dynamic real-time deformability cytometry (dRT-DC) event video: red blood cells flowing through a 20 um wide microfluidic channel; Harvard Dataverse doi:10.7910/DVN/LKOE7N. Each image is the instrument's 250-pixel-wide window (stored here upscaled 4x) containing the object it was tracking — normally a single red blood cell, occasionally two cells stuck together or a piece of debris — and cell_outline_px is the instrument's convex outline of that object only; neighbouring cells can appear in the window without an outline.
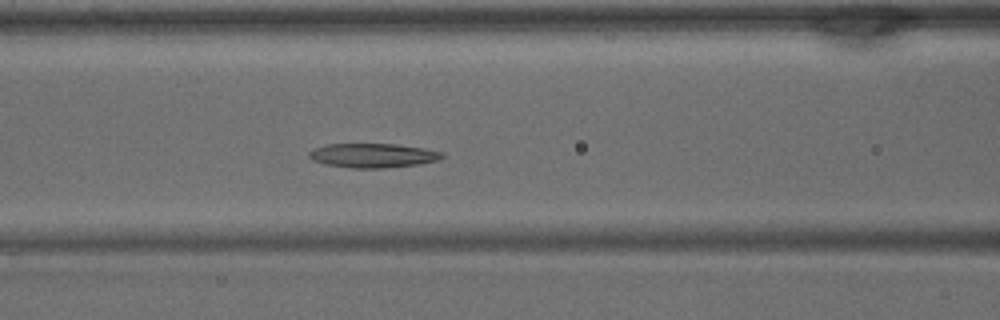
{"species": "common noctule bat (a hibernating species)", "species_latin": "Nyctalus noctula", "temperature_condition": "warm", "stored_images_in_passage": 23, "camera_frame_rate_fps": 3000, "um_per_image_px": 0.085, "animal": {"sex": "male", "body_mass_g": 15.6}, "frame": {"image": 1, "passage_image": 8, "time_ms": 2.333, "image_size_px": [1000, 320], "cell_outline_px": [[444, 156], [436, 160], [420, 164], [384, 168], [352, 168], [324, 164], [312, 160], [308, 156], [308, 152], [324, 144], [396, 144], [424, 148], [444, 152]], "centroid_in_image_um": [31.68, 13.21], "position_along_channel_um": 134.9, "area_um2": 18.84}}
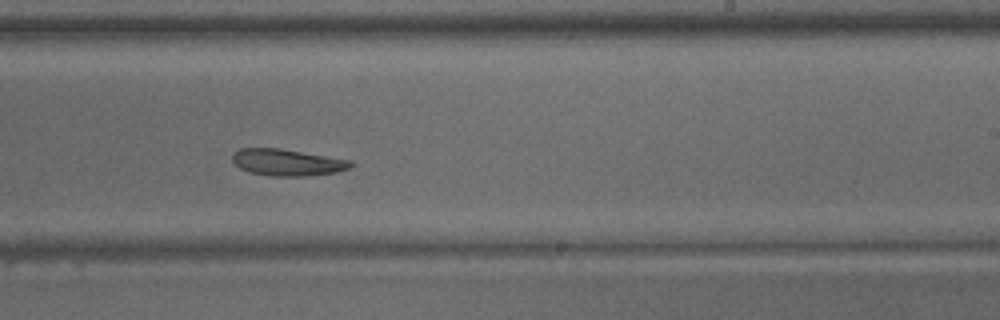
{"frame": {"image": 2, "passage_image": 16, "time_ms": 5.0, "image_size_px": [1000, 320], "cell_outline_px": [[352, 164], [348, 168], [336, 172], [304, 176], [272, 176], [248, 172], [240, 168], [232, 160], [232, 152], [240, 148], [280, 148], [352, 160]], "centroid_in_image_um": [24.38, 13.79], "position_along_channel_um": 264.6, "area_um2": 18.38}}
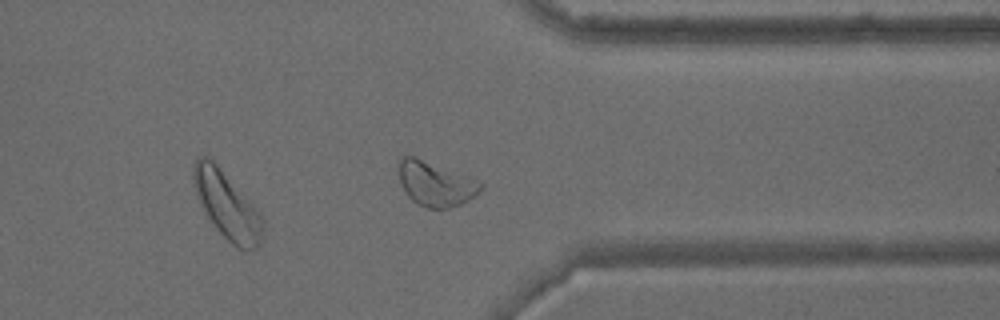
{"frame": {"image": 3, "passage_image": 23, "time_ms": 7.333, "image_size_px": [1000, 320], "cell_outline_px": [[484, 188], [468, 200], [460, 204], [448, 208], [424, 208], [416, 204], [404, 192], [400, 184], [400, 160], [404, 156], [412, 156], [484, 184]], "centroid_in_image_um": [36.99, 15.68], "position_along_channel_um": 374.4, "area_um2": 20.52}}